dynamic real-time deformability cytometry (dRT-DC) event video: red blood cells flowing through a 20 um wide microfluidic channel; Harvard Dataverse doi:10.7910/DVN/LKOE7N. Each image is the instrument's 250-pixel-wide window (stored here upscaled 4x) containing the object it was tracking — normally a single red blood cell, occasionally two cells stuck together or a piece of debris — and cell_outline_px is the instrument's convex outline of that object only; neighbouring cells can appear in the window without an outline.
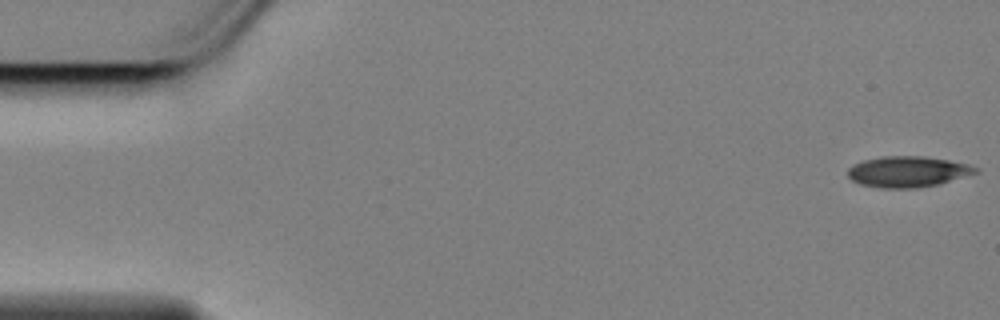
{"species": "Egyptian fruit bat (a non-hibernating species)", "species_latin": "Rousettus aegyptiacus", "temperature_condition": "cold", "stored_images_in_passage": 17, "camera_frame_rate_fps": 3000, "um_per_image_px": 0.085, "animal": {"sex": "female"}, "frame": {"image": 1, "passage_image": 1, "time_ms": 0.0, "image_size_px": [1000, 320], "cell_outline_px": [[980, 172], [940, 184], [916, 188], [880, 188], [860, 184], [852, 180], [848, 176], [848, 168], [852, 164], [864, 160], [884, 156], [920, 156], [948, 160], [968, 164], [980, 168]], "centroid_in_image_um": [77.18, 14.6], "position_along_channel_um": 7.8, "area_um2": 23.12}}
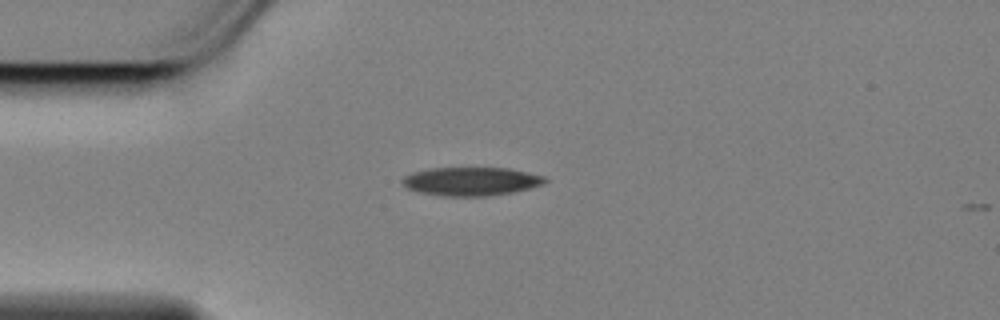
{"frame": {"image": 2, "passage_image": 14, "time_ms": 4.333, "image_size_px": [1000, 320], "cell_outline_px": [[548, 180], [544, 184], [512, 192], [488, 196], [440, 196], [420, 192], [404, 188], [400, 180], [404, 176], [412, 172], [432, 168], [508, 168], [528, 172], [544, 176]], "centroid_in_image_um": [40.0, 15.42], "position_along_channel_um": 45.0, "area_um2": 23.81}}